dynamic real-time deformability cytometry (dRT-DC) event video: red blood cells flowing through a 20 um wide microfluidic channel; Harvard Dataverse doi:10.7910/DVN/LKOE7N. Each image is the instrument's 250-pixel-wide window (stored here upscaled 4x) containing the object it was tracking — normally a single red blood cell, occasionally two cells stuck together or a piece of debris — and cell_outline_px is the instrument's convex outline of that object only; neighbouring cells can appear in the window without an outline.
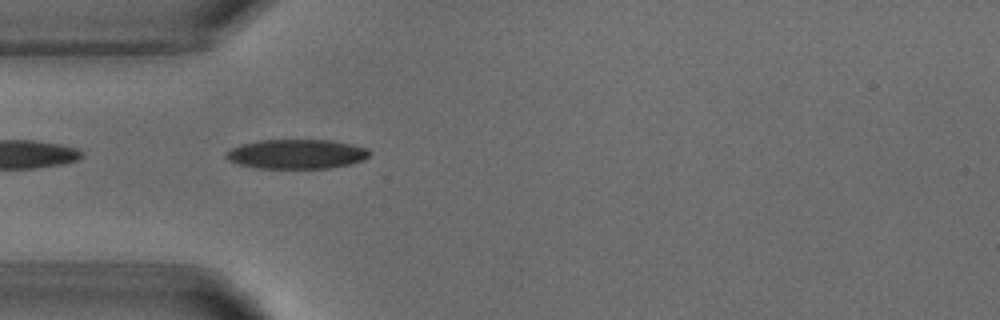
{"species": "common noctule bat (a hibernating species)", "species_latin": "Nyctalus noctula", "temperature_condition": "warm", "stored_images_in_passage": 5, "camera_frame_rate_fps": 3000, "um_per_image_px": 0.085, "animal": {"sex": "male", "body_mass_g": 18.8}, "frame": {"image": 1, "passage_image": 4, "time_ms": 4.667, "image_size_px": [1000, 320], "cell_outline_px": [[372, 152], [364, 160], [332, 168], [256, 168], [240, 164], [228, 160], [224, 156], [224, 152], [240, 144], [260, 140], [332, 140], [352, 144], [368, 148]], "centroid_in_image_um": [25.21, 13.09], "position_along_channel_um": 59.8, "area_um2": 24.8}}